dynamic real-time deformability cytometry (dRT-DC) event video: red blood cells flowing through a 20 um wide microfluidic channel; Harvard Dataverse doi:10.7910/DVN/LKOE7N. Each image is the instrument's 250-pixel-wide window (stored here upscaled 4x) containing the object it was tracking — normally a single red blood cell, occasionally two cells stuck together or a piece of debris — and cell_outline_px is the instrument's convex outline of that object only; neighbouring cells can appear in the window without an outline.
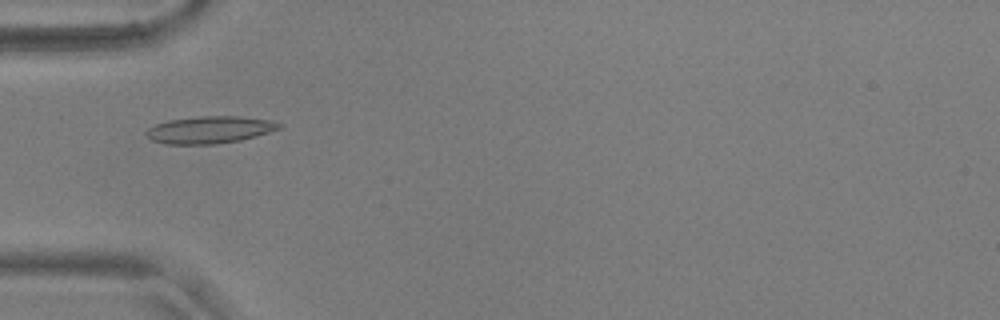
{"species": "common noctule bat (a hibernating species)", "species_latin": "Nyctalus noctula", "temperature_condition": "warm", "stored_images_in_passage": 55, "camera_frame_rate_fps": 3000, "um_per_image_px": 0.085, "animal": {"sex": "male", "body_mass_g": 17.9, "forearm_length_mm": 54.2}, "frame": {"image": 1, "passage_image": 18, "time_ms": 5.667, "image_size_px": [1000, 320], "cell_outline_px": [[284, 124], [280, 128], [256, 136], [240, 140], [216, 144], [164, 144], [152, 140], [144, 132], [148, 128], [156, 124], [168, 120], [200, 116], [240, 116], [272, 120]], "centroid_in_image_um": [17.83, 11.02], "position_along_channel_um": 67.2, "area_um2": 21.1}}
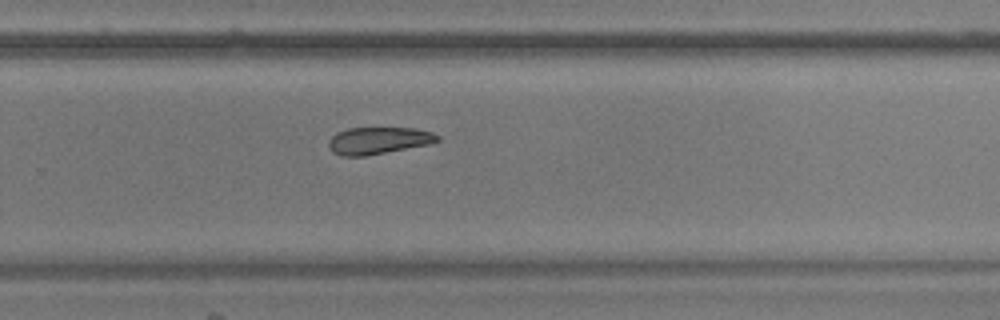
{"frame": {"image": 2, "passage_image": 37, "time_ms": 12.0, "image_size_px": [1000, 320], "cell_outline_px": [[440, 140], [432, 144], [364, 156], [340, 156], [332, 152], [328, 144], [328, 140], [336, 132], [348, 128], [416, 128], [432, 132], [440, 136]], "centroid_in_image_um": [32.18, 11.95], "position_along_channel_um": 297.6, "area_um2": 17.34}}
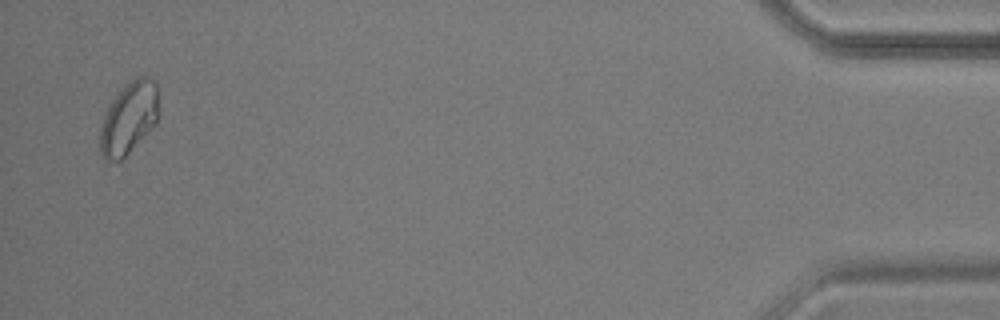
{"frame": {"image": 3, "passage_image": 54, "time_ms": 17.667, "image_size_px": [1000, 320], "cell_outline_px": [[160, 116], [156, 124], [120, 160], [104, 160], [100, 152], [100, 128], [104, 116], [108, 108], [116, 96], [136, 76], [148, 76], [156, 84], [160, 112]], "centroid_in_image_um": [10.99, 10.04], "position_along_channel_um": 424.2, "area_um2": 24.28}, "authors_computed_cell_mechanics": {"area_um2": 19.074, "velocity_mm_per_s": 3.6376, "shape_relaxation_time_tau1_ms": 4.8759, "shape_relaxation_time_tau2_ms": null, "deformation_change_tau1": 0.1105, "deformation_change_tau2": null}}